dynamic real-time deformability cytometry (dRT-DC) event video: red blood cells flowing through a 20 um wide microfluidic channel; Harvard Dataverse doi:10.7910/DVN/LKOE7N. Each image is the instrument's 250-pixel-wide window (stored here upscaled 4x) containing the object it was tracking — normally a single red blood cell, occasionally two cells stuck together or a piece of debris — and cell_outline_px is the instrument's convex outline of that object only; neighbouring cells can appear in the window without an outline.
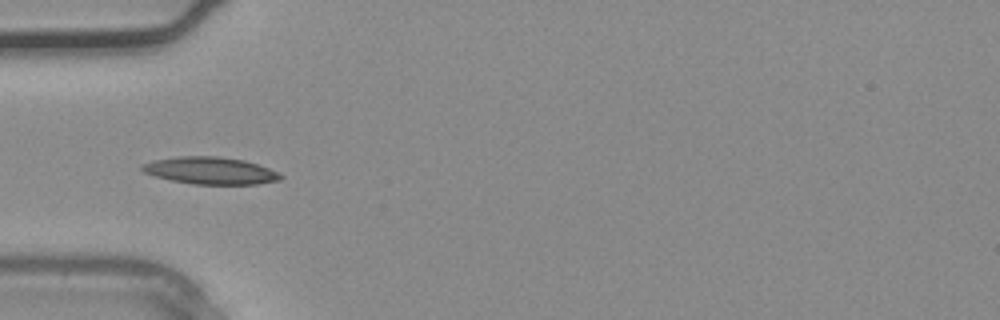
{"species": "common noctule bat (a hibernating species)", "species_latin": "Nyctalus noctula", "temperature_condition": "warm", "stored_images_in_passage": 25, "camera_frame_rate_fps": 3000, "um_per_image_px": 0.085, "animal": {"sex": "male", "body_mass_g": 20.4}, "frame": {"image": 1, "passage_image": 4, "time_ms": 1.0, "image_size_px": [1000, 320], "cell_outline_px": [[284, 176], [280, 180], [256, 184], [192, 184], [172, 180], [156, 176], [144, 172], [140, 168], [144, 164], [152, 160], [176, 156], [216, 156], [244, 160], [268, 168]], "centroid_in_image_um": [17.87, 14.5], "position_along_channel_um": 67.1, "area_um2": 21.73}}